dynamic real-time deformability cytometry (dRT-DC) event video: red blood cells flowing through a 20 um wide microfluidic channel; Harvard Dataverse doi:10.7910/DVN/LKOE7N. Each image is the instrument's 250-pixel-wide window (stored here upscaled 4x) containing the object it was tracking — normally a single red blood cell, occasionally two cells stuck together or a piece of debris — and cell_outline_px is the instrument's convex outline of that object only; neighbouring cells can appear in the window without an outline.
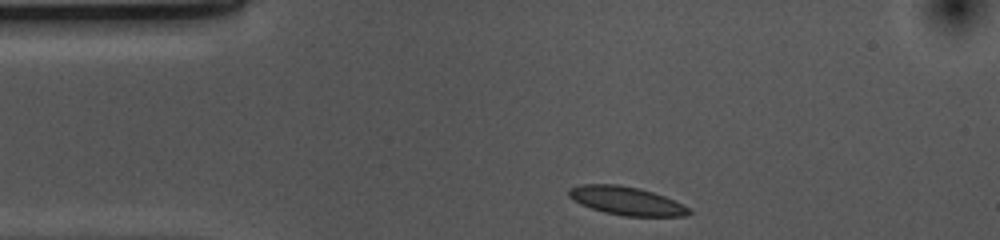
{"species": "common noctule bat (a hibernating species)", "species_latin": "Nyctalus noctula", "temperature_condition": "cold", "stored_images_in_passage": 33, "camera_frame_rate_fps": 3000, "um_per_image_px": 0.085, "animal": {"sex": "female", "body_mass_g": 10.0, "forearm_length_mm": 53.1}, "frame": {"image": 1, "passage_image": 1, "time_ms": 0.0, "image_size_px": [1000, 240], "cell_outline_px": [[692, 212], [688, 216], [624, 216], [604, 212], [580, 204], [568, 196], [568, 188], [580, 184], [616, 184], [640, 188], [664, 196], [688, 208]], "centroid_in_image_um": [53.2, 17.06], "position_along_channel_um": 31.8, "area_um2": 19.77}}
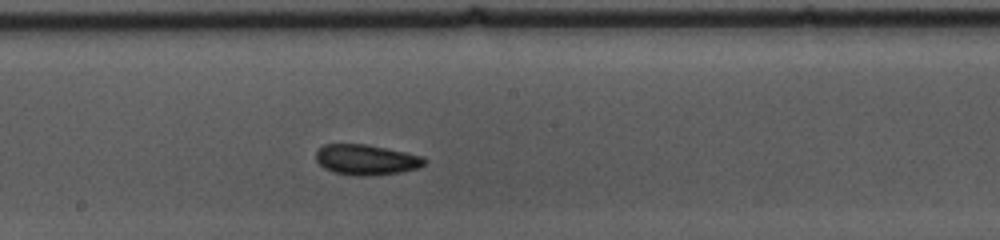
{"frame": {"image": 2, "passage_image": 19, "time_ms": 6.0, "image_size_px": [1000, 240], "cell_outline_px": [[428, 160], [424, 164], [416, 168], [400, 172], [368, 176], [356, 176], [332, 172], [324, 168], [316, 160], [316, 152], [324, 144], [368, 144], [408, 152], [424, 156]], "centroid_in_image_um": [31.15, 13.57], "position_along_channel_um": 217.1, "area_um2": 19.42}}
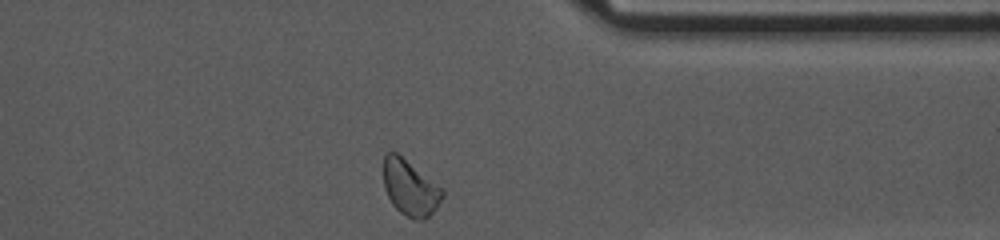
{"frame": {"image": 3, "passage_image": 33, "time_ms": 10.667, "image_size_px": [1000, 240], "cell_outline_px": [[444, 196], [436, 208], [424, 220], [416, 220], [400, 212], [392, 204], [384, 188], [384, 156], [388, 152], [396, 152], [444, 188]], "centroid_in_image_um": [34.88, 15.96], "position_along_channel_um": 376.5, "area_um2": 19.07}, "authors_computed_cell_mechanics": {"area_um2": 18.9006, "velocity_mm_per_s": 3.6413, "shape_relaxation_time_tau1_ms": null, "shape_relaxation_time_tau2_ms": 8.0592, "deformation_change_tau1": null, "deformation_change_tau2": 0.108}}